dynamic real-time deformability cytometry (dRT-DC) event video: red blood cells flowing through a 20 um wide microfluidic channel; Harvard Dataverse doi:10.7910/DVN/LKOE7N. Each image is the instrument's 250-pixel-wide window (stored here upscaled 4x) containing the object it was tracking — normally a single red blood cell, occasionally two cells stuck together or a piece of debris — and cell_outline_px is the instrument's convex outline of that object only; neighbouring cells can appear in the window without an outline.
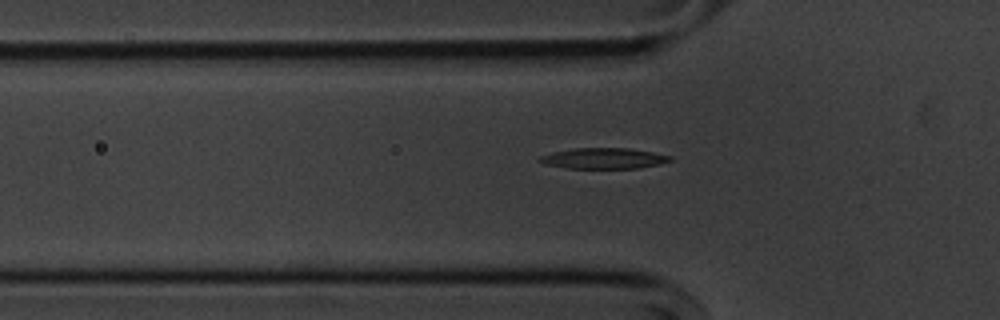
{"species": "common noctule bat (a hibernating species)", "species_latin": "Nyctalus noctula", "temperature_condition": "cold", "stored_images_in_passage": 39, "camera_frame_rate_fps": 3000, "um_per_image_px": 0.085, "animal": {"sex": "male", "body_mass_g": 20.1, "forearm_length_mm": 53.5}, "frame": {"image": 1, "passage_image": 9, "time_ms": 2.667, "image_size_px": [1000, 320], "cell_outline_px": [[672, 160], [660, 164], [636, 168], [568, 168], [544, 164], [536, 160], [540, 156], [552, 152], [572, 148], [628, 148], [652, 152], [672, 156]], "centroid_in_image_um": [51.28, 13.45], "position_along_channel_um": 74.5, "area_um2": 15.78}}
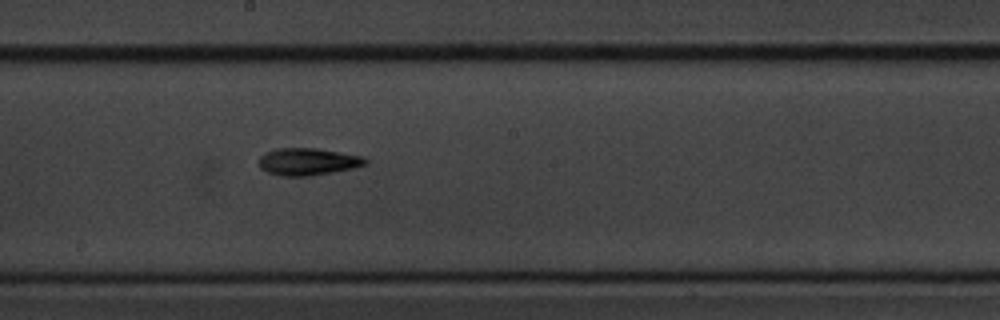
{"frame": {"image": 2, "passage_image": 21, "time_ms": 6.667, "image_size_px": [1000, 320], "cell_outline_px": [[368, 164], [352, 168], [332, 172], [308, 176], [280, 176], [268, 172], [260, 168], [260, 156], [264, 152], [276, 148], [316, 148], [340, 152], [360, 156], [368, 160]], "centroid_in_image_um": [26.14, 13.73], "position_along_channel_um": 222.1, "area_um2": 16.82}}
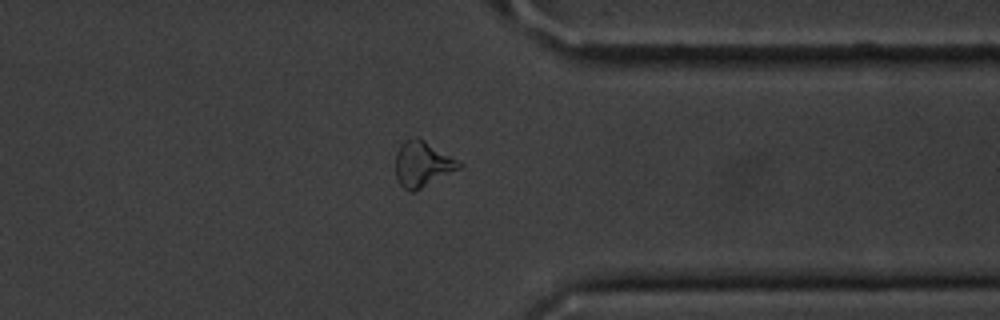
{"frame": {"image": 3, "passage_image": 34, "time_ms": 11.0, "image_size_px": [1000, 320], "cell_outline_px": [[464, 164], [460, 168], [416, 192], [408, 192], [400, 184], [396, 176], [396, 152], [400, 144], [404, 140], [412, 136], [416, 136], [424, 140]], "centroid_in_image_um": [35.88, 13.95], "position_along_channel_um": 375.5, "area_um2": 16.99}}